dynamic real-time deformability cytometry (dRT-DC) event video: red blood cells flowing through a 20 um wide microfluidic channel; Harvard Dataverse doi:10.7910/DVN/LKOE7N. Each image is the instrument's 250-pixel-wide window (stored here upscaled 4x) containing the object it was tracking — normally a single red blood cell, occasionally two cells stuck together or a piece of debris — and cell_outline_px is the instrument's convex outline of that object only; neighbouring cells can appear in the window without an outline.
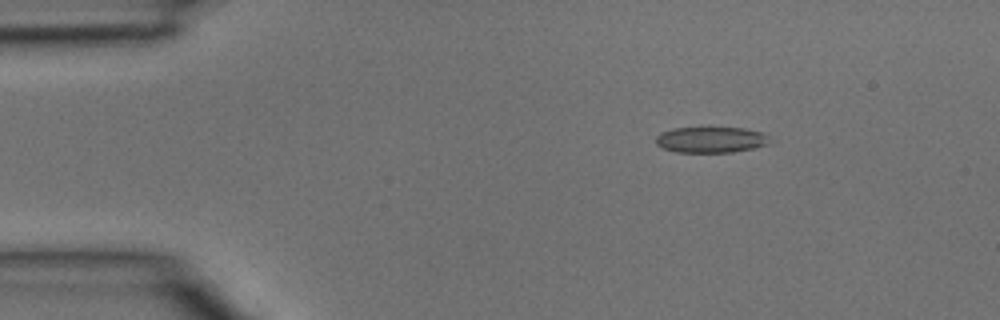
{"species": "common noctule bat (a hibernating species)", "species_latin": "Nyctalus noctula", "temperature_condition": "room temperature", "stored_images_in_passage": 7, "camera_frame_rate_fps": 3000, "um_per_image_px": 0.085, "animal": {"sex": "male", "body_mass_g": 15.6}, "frame": {"image": 1, "passage_image": 1, "time_ms": 0.0, "image_size_px": [1000, 320], "cell_outline_px": [[768, 144], [752, 148], [732, 152], [676, 152], [664, 148], [656, 144], [656, 136], [660, 132], [672, 128], [744, 128], [760, 132], [768, 136]], "centroid_in_image_um": [60.38, 11.87], "position_along_channel_um": 24.6, "area_um2": 16.99}}